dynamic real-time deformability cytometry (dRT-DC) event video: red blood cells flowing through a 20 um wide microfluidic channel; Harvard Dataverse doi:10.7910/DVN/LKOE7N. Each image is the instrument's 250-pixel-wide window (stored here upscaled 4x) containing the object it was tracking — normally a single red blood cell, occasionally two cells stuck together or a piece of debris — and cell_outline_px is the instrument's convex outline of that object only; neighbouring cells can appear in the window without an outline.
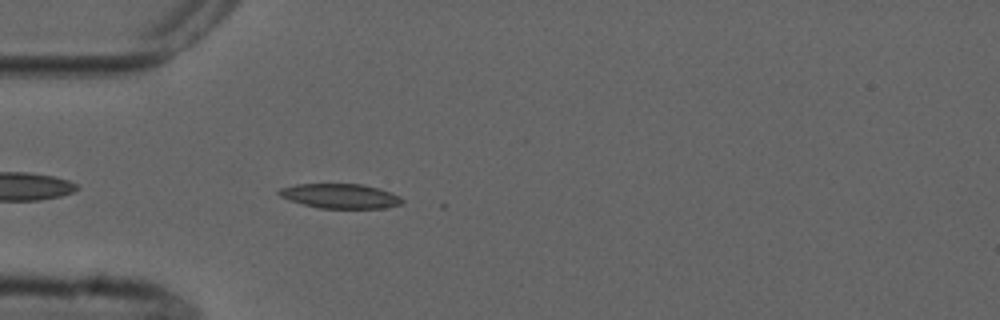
{"species": "common noctule bat (a hibernating species)", "species_latin": "Nyctalus noctula", "temperature_condition": "cold", "stored_images_in_passage": 5, "camera_frame_rate_fps": 3000, "um_per_image_px": 0.085, "animal": {"sex": "male", "forearm_length_mm": 52.5}, "frame": {"image": 1, "passage_image": 5, "time_ms": 4.333, "image_size_px": [1000, 320], "cell_outline_px": [[404, 200], [400, 204], [384, 208], [320, 208], [304, 204], [280, 196], [276, 192], [280, 188], [296, 184], [360, 184], [380, 188], [392, 192], [400, 196]], "centroid_in_image_um": [28.95, 16.65], "position_along_channel_um": 56.1, "area_um2": 17.57}}